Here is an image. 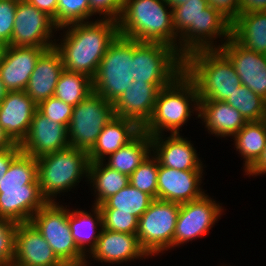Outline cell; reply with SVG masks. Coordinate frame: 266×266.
I'll list each match as a JSON object with an SVG mask.
<instances>
[{
    "instance_id": "1",
    "label": "cell",
    "mask_w": 266,
    "mask_h": 266,
    "mask_svg": "<svg viewBox=\"0 0 266 266\" xmlns=\"http://www.w3.org/2000/svg\"><path fill=\"white\" fill-rule=\"evenodd\" d=\"M180 69L174 57H127L109 74L106 87L115 115L141 129L150 120L159 91Z\"/></svg>"
},
{
    "instance_id": "2",
    "label": "cell",
    "mask_w": 266,
    "mask_h": 266,
    "mask_svg": "<svg viewBox=\"0 0 266 266\" xmlns=\"http://www.w3.org/2000/svg\"><path fill=\"white\" fill-rule=\"evenodd\" d=\"M60 30L65 31L60 36L63 38H58L54 47L61 54L64 70L85 74L99 86L106 85L112 70L128 57L115 20L90 19L58 28Z\"/></svg>"
},
{
    "instance_id": "3",
    "label": "cell",
    "mask_w": 266,
    "mask_h": 266,
    "mask_svg": "<svg viewBox=\"0 0 266 266\" xmlns=\"http://www.w3.org/2000/svg\"><path fill=\"white\" fill-rule=\"evenodd\" d=\"M117 23L120 42L128 57L178 60L173 9L164 0H125Z\"/></svg>"
},
{
    "instance_id": "4",
    "label": "cell",
    "mask_w": 266,
    "mask_h": 266,
    "mask_svg": "<svg viewBox=\"0 0 266 266\" xmlns=\"http://www.w3.org/2000/svg\"><path fill=\"white\" fill-rule=\"evenodd\" d=\"M173 26L178 37V61L199 50L219 49L231 37V23L207 0H187L174 7ZM218 38L221 44L217 45Z\"/></svg>"
},
{
    "instance_id": "5",
    "label": "cell",
    "mask_w": 266,
    "mask_h": 266,
    "mask_svg": "<svg viewBox=\"0 0 266 266\" xmlns=\"http://www.w3.org/2000/svg\"><path fill=\"white\" fill-rule=\"evenodd\" d=\"M198 108L196 86L180 68L159 91L153 114L142 130L150 137L164 132L181 134L180 128L191 119V113L198 118Z\"/></svg>"
},
{
    "instance_id": "6",
    "label": "cell",
    "mask_w": 266,
    "mask_h": 266,
    "mask_svg": "<svg viewBox=\"0 0 266 266\" xmlns=\"http://www.w3.org/2000/svg\"><path fill=\"white\" fill-rule=\"evenodd\" d=\"M180 68L196 86L199 100L226 101L240 85L230 60L219 50H199L180 61Z\"/></svg>"
},
{
    "instance_id": "7",
    "label": "cell",
    "mask_w": 266,
    "mask_h": 266,
    "mask_svg": "<svg viewBox=\"0 0 266 266\" xmlns=\"http://www.w3.org/2000/svg\"><path fill=\"white\" fill-rule=\"evenodd\" d=\"M89 164L88 153L74 147L37 158L42 196L48 202H57V195L61 197V193L71 191L83 178L88 182Z\"/></svg>"
},
{
    "instance_id": "8",
    "label": "cell",
    "mask_w": 266,
    "mask_h": 266,
    "mask_svg": "<svg viewBox=\"0 0 266 266\" xmlns=\"http://www.w3.org/2000/svg\"><path fill=\"white\" fill-rule=\"evenodd\" d=\"M115 116L109 89L99 86L87 98L73 107L68 126V141L87 153L93 148L101 130Z\"/></svg>"
},
{
    "instance_id": "9",
    "label": "cell",
    "mask_w": 266,
    "mask_h": 266,
    "mask_svg": "<svg viewBox=\"0 0 266 266\" xmlns=\"http://www.w3.org/2000/svg\"><path fill=\"white\" fill-rule=\"evenodd\" d=\"M69 208L59 202H47L33 215L30 222L66 266H84L86 256L78 249L71 235Z\"/></svg>"
},
{
    "instance_id": "10",
    "label": "cell",
    "mask_w": 266,
    "mask_h": 266,
    "mask_svg": "<svg viewBox=\"0 0 266 266\" xmlns=\"http://www.w3.org/2000/svg\"><path fill=\"white\" fill-rule=\"evenodd\" d=\"M180 203L154 199L138 219L137 237L140 246L153 258L173 249V237Z\"/></svg>"
},
{
    "instance_id": "11",
    "label": "cell",
    "mask_w": 266,
    "mask_h": 266,
    "mask_svg": "<svg viewBox=\"0 0 266 266\" xmlns=\"http://www.w3.org/2000/svg\"><path fill=\"white\" fill-rule=\"evenodd\" d=\"M220 204L207 193L198 199L180 204L173 248L209 234V230L224 213V208Z\"/></svg>"
},
{
    "instance_id": "12",
    "label": "cell",
    "mask_w": 266,
    "mask_h": 266,
    "mask_svg": "<svg viewBox=\"0 0 266 266\" xmlns=\"http://www.w3.org/2000/svg\"><path fill=\"white\" fill-rule=\"evenodd\" d=\"M56 31L58 27L50 16L28 1H18L9 46L52 48Z\"/></svg>"
},
{
    "instance_id": "13",
    "label": "cell",
    "mask_w": 266,
    "mask_h": 266,
    "mask_svg": "<svg viewBox=\"0 0 266 266\" xmlns=\"http://www.w3.org/2000/svg\"><path fill=\"white\" fill-rule=\"evenodd\" d=\"M219 50L230 60L241 84L266 100V54L250 51L232 37Z\"/></svg>"
},
{
    "instance_id": "14",
    "label": "cell",
    "mask_w": 266,
    "mask_h": 266,
    "mask_svg": "<svg viewBox=\"0 0 266 266\" xmlns=\"http://www.w3.org/2000/svg\"><path fill=\"white\" fill-rule=\"evenodd\" d=\"M22 152L34 158L70 147L68 129L35 111L26 138L19 145Z\"/></svg>"
},
{
    "instance_id": "15",
    "label": "cell",
    "mask_w": 266,
    "mask_h": 266,
    "mask_svg": "<svg viewBox=\"0 0 266 266\" xmlns=\"http://www.w3.org/2000/svg\"><path fill=\"white\" fill-rule=\"evenodd\" d=\"M204 170H176L159 163L157 199L185 203L200 198L205 191L201 184Z\"/></svg>"
},
{
    "instance_id": "16",
    "label": "cell",
    "mask_w": 266,
    "mask_h": 266,
    "mask_svg": "<svg viewBox=\"0 0 266 266\" xmlns=\"http://www.w3.org/2000/svg\"><path fill=\"white\" fill-rule=\"evenodd\" d=\"M110 264H121L131 261H140L150 258L143 250L136 234H126L121 232L103 229L96 244V247L86 256L84 266L92 264L89 260ZM89 260V262H88Z\"/></svg>"
},
{
    "instance_id": "17",
    "label": "cell",
    "mask_w": 266,
    "mask_h": 266,
    "mask_svg": "<svg viewBox=\"0 0 266 266\" xmlns=\"http://www.w3.org/2000/svg\"><path fill=\"white\" fill-rule=\"evenodd\" d=\"M13 265L66 266L31 222L18 223Z\"/></svg>"
},
{
    "instance_id": "18",
    "label": "cell",
    "mask_w": 266,
    "mask_h": 266,
    "mask_svg": "<svg viewBox=\"0 0 266 266\" xmlns=\"http://www.w3.org/2000/svg\"><path fill=\"white\" fill-rule=\"evenodd\" d=\"M49 48L6 45L0 62V79L7 91H25L41 54Z\"/></svg>"
},
{
    "instance_id": "19",
    "label": "cell",
    "mask_w": 266,
    "mask_h": 266,
    "mask_svg": "<svg viewBox=\"0 0 266 266\" xmlns=\"http://www.w3.org/2000/svg\"><path fill=\"white\" fill-rule=\"evenodd\" d=\"M152 154L162 166L176 170H204L203 161L199 158L191 140L180 134H165L150 137Z\"/></svg>"
},
{
    "instance_id": "20",
    "label": "cell",
    "mask_w": 266,
    "mask_h": 266,
    "mask_svg": "<svg viewBox=\"0 0 266 266\" xmlns=\"http://www.w3.org/2000/svg\"><path fill=\"white\" fill-rule=\"evenodd\" d=\"M37 104L25 91H7L0 103V126L18 145L26 138Z\"/></svg>"
},
{
    "instance_id": "21",
    "label": "cell",
    "mask_w": 266,
    "mask_h": 266,
    "mask_svg": "<svg viewBox=\"0 0 266 266\" xmlns=\"http://www.w3.org/2000/svg\"><path fill=\"white\" fill-rule=\"evenodd\" d=\"M63 70L60 52L55 47L46 49L36 62L25 89L26 94L37 105L54 96L57 81Z\"/></svg>"
},
{
    "instance_id": "22",
    "label": "cell",
    "mask_w": 266,
    "mask_h": 266,
    "mask_svg": "<svg viewBox=\"0 0 266 266\" xmlns=\"http://www.w3.org/2000/svg\"><path fill=\"white\" fill-rule=\"evenodd\" d=\"M198 118L217 138L233 137L247 123L241 113L225 101L199 100Z\"/></svg>"
},
{
    "instance_id": "23",
    "label": "cell",
    "mask_w": 266,
    "mask_h": 266,
    "mask_svg": "<svg viewBox=\"0 0 266 266\" xmlns=\"http://www.w3.org/2000/svg\"><path fill=\"white\" fill-rule=\"evenodd\" d=\"M47 202L40 188L0 189V218L16 223L30 222Z\"/></svg>"
},
{
    "instance_id": "24",
    "label": "cell",
    "mask_w": 266,
    "mask_h": 266,
    "mask_svg": "<svg viewBox=\"0 0 266 266\" xmlns=\"http://www.w3.org/2000/svg\"><path fill=\"white\" fill-rule=\"evenodd\" d=\"M142 129L132 120L114 116L101 130L95 145L88 152L89 161H104L131 141Z\"/></svg>"
},
{
    "instance_id": "25",
    "label": "cell",
    "mask_w": 266,
    "mask_h": 266,
    "mask_svg": "<svg viewBox=\"0 0 266 266\" xmlns=\"http://www.w3.org/2000/svg\"><path fill=\"white\" fill-rule=\"evenodd\" d=\"M92 206V213H88L87 211L82 209H72V211L69 209L68 215L71 235L78 249L85 256L90 254L91 251L96 247L103 228L100 208L93 204Z\"/></svg>"
},
{
    "instance_id": "26",
    "label": "cell",
    "mask_w": 266,
    "mask_h": 266,
    "mask_svg": "<svg viewBox=\"0 0 266 266\" xmlns=\"http://www.w3.org/2000/svg\"><path fill=\"white\" fill-rule=\"evenodd\" d=\"M231 37L250 51L266 54V12L238 15L231 23Z\"/></svg>"
},
{
    "instance_id": "27",
    "label": "cell",
    "mask_w": 266,
    "mask_h": 266,
    "mask_svg": "<svg viewBox=\"0 0 266 266\" xmlns=\"http://www.w3.org/2000/svg\"><path fill=\"white\" fill-rule=\"evenodd\" d=\"M152 153L150 136L141 130L131 141L103 161L105 165L130 176ZM107 160V162H105Z\"/></svg>"
},
{
    "instance_id": "28",
    "label": "cell",
    "mask_w": 266,
    "mask_h": 266,
    "mask_svg": "<svg viewBox=\"0 0 266 266\" xmlns=\"http://www.w3.org/2000/svg\"><path fill=\"white\" fill-rule=\"evenodd\" d=\"M232 139L235 150L243 157V170L246 174L262 156L266 146V119L247 122Z\"/></svg>"
},
{
    "instance_id": "29",
    "label": "cell",
    "mask_w": 266,
    "mask_h": 266,
    "mask_svg": "<svg viewBox=\"0 0 266 266\" xmlns=\"http://www.w3.org/2000/svg\"><path fill=\"white\" fill-rule=\"evenodd\" d=\"M94 191V205L102 204L107 198L130 184L129 176L111 169L103 161L89 164L88 184Z\"/></svg>"
},
{
    "instance_id": "30",
    "label": "cell",
    "mask_w": 266,
    "mask_h": 266,
    "mask_svg": "<svg viewBox=\"0 0 266 266\" xmlns=\"http://www.w3.org/2000/svg\"><path fill=\"white\" fill-rule=\"evenodd\" d=\"M153 200L152 196L129 184L118 193L107 198L98 207L101 212H124L139 219Z\"/></svg>"
},
{
    "instance_id": "31",
    "label": "cell",
    "mask_w": 266,
    "mask_h": 266,
    "mask_svg": "<svg viewBox=\"0 0 266 266\" xmlns=\"http://www.w3.org/2000/svg\"><path fill=\"white\" fill-rule=\"evenodd\" d=\"M98 87L99 85L85 74L63 70L57 81L54 97L75 107Z\"/></svg>"
},
{
    "instance_id": "32",
    "label": "cell",
    "mask_w": 266,
    "mask_h": 266,
    "mask_svg": "<svg viewBox=\"0 0 266 266\" xmlns=\"http://www.w3.org/2000/svg\"><path fill=\"white\" fill-rule=\"evenodd\" d=\"M40 188L37 159L20 152L11 162L6 174L0 178V189Z\"/></svg>"
},
{
    "instance_id": "33",
    "label": "cell",
    "mask_w": 266,
    "mask_h": 266,
    "mask_svg": "<svg viewBox=\"0 0 266 266\" xmlns=\"http://www.w3.org/2000/svg\"><path fill=\"white\" fill-rule=\"evenodd\" d=\"M225 102L237 109L247 122L266 119V100L245 85L241 84Z\"/></svg>"
},
{
    "instance_id": "34",
    "label": "cell",
    "mask_w": 266,
    "mask_h": 266,
    "mask_svg": "<svg viewBox=\"0 0 266 266\" xmlns=\"http://www.w3.org/2000/svg\"><path fill=\"white\" fill-rule=\"evenodd\" d=\"M159 161L151 153L129 176L130 185L157 199Z\"/></svg>"
},
{
    "instance_id": "35",
    "label": "cell",
    "mask_w": 266,
    "mask_h": 266,
    "mask_svg": "<svg viewBox=\"0 0 266 266\" xmlns=\"http://www.w3.org/2000/svg\"><path fill=\"white\" fill-rule=\"evenodd\" d=\"M93 15L88 0H58L53 22L61 28L72 23L87 22Z\"/></svg>"
},
{
    "instance_id": "36",
    "label": "cell",
    "mask_w": 266,
    "mask_h": 266,
    "mask_svg": "<svg viewBox=\"0 0 266 266\" xmlns=\"http://www.w3.org/2000/svg\"><path fill=\"white\" fill-rule=\"evenodd\" d=\"M17 226L13 220L0 218V266L13 265Z\"/></svg>"
},
{
    "instance_id": "37",
    "label": "cell",
    "mask_w": 266,
    "mask_h": 266,
    "mask_svg": "<svg viewBox=\"0 0 266 266\" xmlns=\"http://www.w3.org/2000/svg\"><path fill=\"white\" fill-rule=\"evenodd\" d=\"M103 229L126 234H137L138 218L124 212H101Z\"/></svg>"
},
{
    "instance_id": "38",
    "label": "cell",
    "mask_w": 266,
    "mask_h": 266,
    "mask_svg": "<svg viewBox=\"0 0 266 266\" xmlns=\"http://www.w3.org/2000/svg\"><path fill=\"white\" fill-rule=\"evenodd\" d=\"M37 110L56 123H61L67 128L69 126L73 106L52 96L37 105Z\"/></svg>"
},
{
    "instance_id": "39",
    "label": "cell",
    "mask_w": 266,
    "mask_h": 266,
    "mask_svg": "<svg viewBox=\"0 0 266 266\" xmlns=\"http://www.w3.org/2000/svg\"><path fill=\"white\" fill-rule=\"evenodd\" d=\"M17 3L16 0H0V41L5 45L11 43Z\"/></svg>"
},
{
    "instance_id": "40",
    "label": "cell",
    "mask_w": 266,
    "mask_h": 266,
    "mask_svg": "<svg viewBox=\"0 0 266 266\" xmlns=\"http://www.w3.org/2000/svg\"><path fill=\"white\" fill-rule=\"evenodd\" d=\"M90 10L94 16L101 19H112L118 21L122 13L125 0H88Z\"/></svg>"
},
{
    "instance_id": "41",
    "label": "cell",
    "mask_w": 266,
    "mask_h": 266,
    "mask_svg": "<svg viewBox=\"0 0 266 266\" xmlns=\"http://www.w3.org/2000/svg\"><path fill=\"white\" fill-rule=\"evenodd\" d=\"M209 5L232 23L239 15L240 0H207Z\"/></svg>"
},
{
    "instance_id": "42",
    "label": "cell",
    "mask_w": 266,
    "mask_h": 266,
    "mask_svg": "<svg viewBox=\"0 0 266 266\" xmlns=\"http://www.w3.org/2000/svg\"><path fill=\"white\" fill-rule=\"evenodd\" d=\"M266 12V0H240L239 15Z\"/></svg>"
},
{
    "instance_id": "43",
    "label": "cell",
    "mask_w": 266,
    "mask_h": 266,
    "mask_svg": "<svg viewBox=\"0 0 266 266\" xmlns=\"http://www.w3.org/2000/svg\"><path fill=\"white\" fill-rule=\"evenodd\" d=\"M20 152V148H9L0 151V178L6 174L11 162Z\"/></svg>"
},
{
    "instance_id": "44",
    "label": "cell",
    "mask_w": 266,
    "mask_h": 266,
    "mask_svg": "<svg viewBox=\"0 0 266 266\" xmlns=\"http://www.w3.org/2000/svg\"><path fill=\"white\" fill-rule=\"evenodd\" d=\"M38 10L46 13L52 19L56 17V8L58 0H27Z\"/></svg>"
},
{
    "instance_id": "45",
    "label": "cell",
    "mask_w": 266,
    "mask_h": 266,
    "mask_svg": "<svg viewBox=\"0 0 266 266\" xmlns=\"http://www.w3.org/2000/svg\"><path fill=\"white\" fill-rule=\"evenodd\" d=\"M266 174V146L264 148L262 156L259 158L257 163L244 175L250 176H260Z\"/></svg>"
},
{
    "instance_id": "46",
    "label": "cell",
    "mask_w": 266,
    "mask_h": 266,
    "mask_svg": "<svg viewBox=\"0 0 266 266\" xmlns=\"http://www.w3.org/2000/svg\"><path fill=\"white\" fill-rule=\"evenodd\" d=\"M9 148H20V146L16 144L6 133V131L0 126V151Z\"/></svg>"
},
{
    "instance_id": "47",
    "label": "cell",
    "mask_w": 266,
    "mask_h": 266,
    "mask_svg": "<svg viewBox=\"0 0 266 266\" xmlns=\"http://www.w3.org/2000/svg\"><path fill=\"white\" fill-rule=\"evenodd\" d=\"M172 9L185 3L187 0H164Z\"/></svg>"
},
{
    "instance_id": "48",
    "label": "cell",
    "mask_w": 266,
    "mask_h": 266,
    "mask_svg": "<svg viewBox=\"0 0 266 266\" xmlns=\"http://www.w3.org/2000/svg\"><path fill=\"white\" fill-rule=\"evenodd\" d=\"M6 93H7V90L4 87V84L2 83V81L0 79V103L4 99V97L6 96Z\"/></svg>"
},
{
    "instance_id": "49",
    "label": "cell",
    "mask_w": 266,
    "mask_h": 266,
    "mask_svg": "<svg viewBox=\"0 0 266 266\" xmlns=\"http://www.w3.org/2000/svg\"><path fill=\"white\" fill-rule=\"evenodd\" d=\"M5 48H6V45L0 41V62H1Z\"/></svg>"
}]
</instances>
